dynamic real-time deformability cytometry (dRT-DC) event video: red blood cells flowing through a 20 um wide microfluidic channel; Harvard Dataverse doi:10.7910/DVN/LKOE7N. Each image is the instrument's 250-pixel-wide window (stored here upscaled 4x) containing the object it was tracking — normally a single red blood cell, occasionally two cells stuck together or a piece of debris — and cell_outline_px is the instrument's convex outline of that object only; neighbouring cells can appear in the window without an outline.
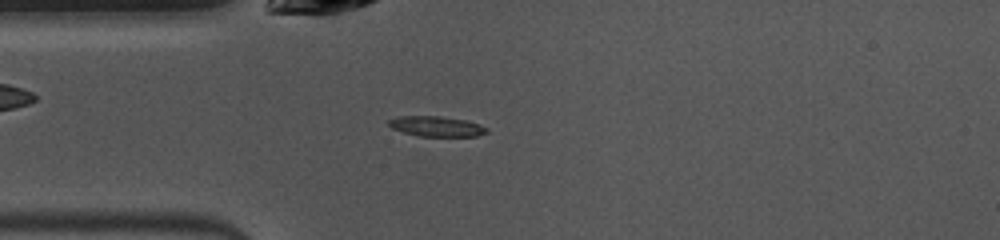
{"species": "common noctule bat (a hibernating species)", "species_latin": "Nyctalus noctula", "temperature_condition": "warm", "stored_images_in_passage": 40, "camera_frame_rate_fps": 3000, "um_per_image_px": 0.085, "animal": {"sex": "female", "body_mass_g": 10.0, "forearm_length_mm": 53.1}, "frame": {"image": 1, "passage_image": 3, "time_ms": 0.667, "image_size_px": [1000, 240], "cell_outline_px": [[488, 132], [476, 136], [420, 136], [404, 132], [392, 128], [388, 124], [388, 120], [400, 116], [440, 116], [468, 120], [480, 124], [488, 128]], "centroid_in_image_um": [37.14, 10.73], "position_along_channel_um": 47.9, "area_um2": 11.56}}
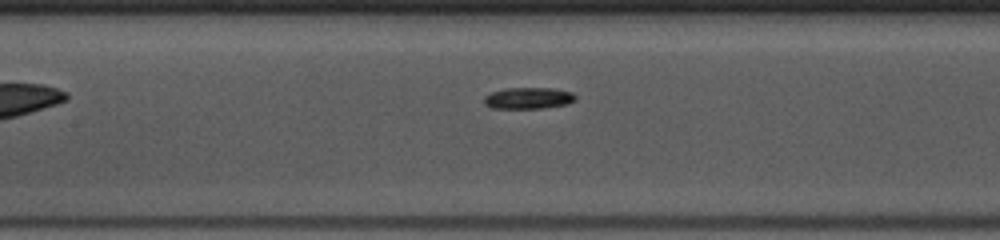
{"frame": {"image": 2, "passage_image": 12, "time_ms": 3.667, "image_size_px": [1000, 240], "cell_outline_px": [[576, 100], [568, 104], [540, 108], [492, 108], [484, 104], [484, 96], [492, 92], [504, 88], [552, 88], [572, 92], [576, 96]], "centroid_in_image_um": [44.91, 8.34], "position_along_channel_um": 162.5, "area_um2": 11.44}}
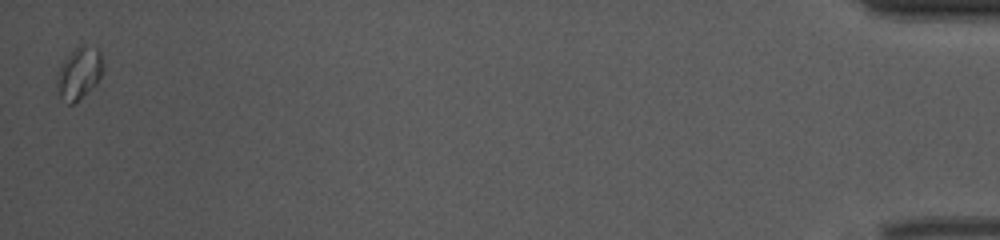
{"frame": {"image": 3, "passage_image": 40, "time_ms": 13.0, "image_size_px": [1000, 240], "cell_outline_px": [[104, 72], [96, 84], [88, 92], [72, 104], [68, 104], [60, 96], [56, 84], [56, 76], [60, 64], [80, 44], [84, 44], [100, 48], [104, 64]], "centroid_in_image_um": [6.76, 6.18], "position_along_channel_um": 428.4, "area_um2": 14.28}, "authors_computed_cell_mechanics": {"area_um2": 11.3866, "velocity_mm_per_s": 3.9536, "shape_relaxation_time_tau1_ms": 2.5272, "shape_relaxation_time_tau2_ms": null, "deformation_change_tau1": 0.1454, "deformation_change_tau2": null}}